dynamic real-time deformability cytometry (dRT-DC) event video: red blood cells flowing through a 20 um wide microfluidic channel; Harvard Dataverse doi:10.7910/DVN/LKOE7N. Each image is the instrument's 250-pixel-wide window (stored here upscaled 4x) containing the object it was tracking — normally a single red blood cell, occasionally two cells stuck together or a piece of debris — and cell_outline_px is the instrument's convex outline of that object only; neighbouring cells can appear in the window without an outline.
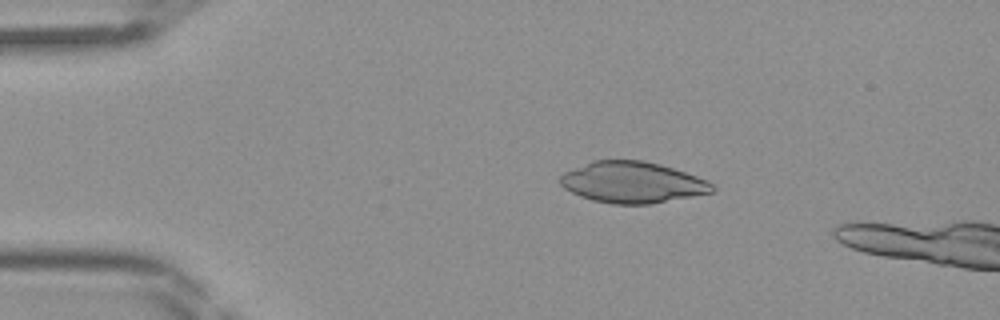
{"species": "Egyptian fruit bat (a non-hibernating species)", "species_latin": "Rousettus aegyptiacus", "temperature_condition": "room temperature", "stored_images_in_passage": 40, "camera_frame_rate_fps": 3000, "um_per_image_px": 0.085, "frame": {"image": 1, "passage_image": 7, "time_ms": 2.0, "image_size_px": [1000, 320], "cell_outline_px": [[716, 188], [712, 192], [692, 196], [648, 204], [612, 204], [592, 200], [580, 196], [564, 188], [560, 184], [560, 176], [564, 172], [592, 160], [644, 160], [660, 164], [708, 180]], "centroid_in_image_um": [53.73, 15.49], "position_along_channel_um": 31.3, "area_um2": 36.36}}
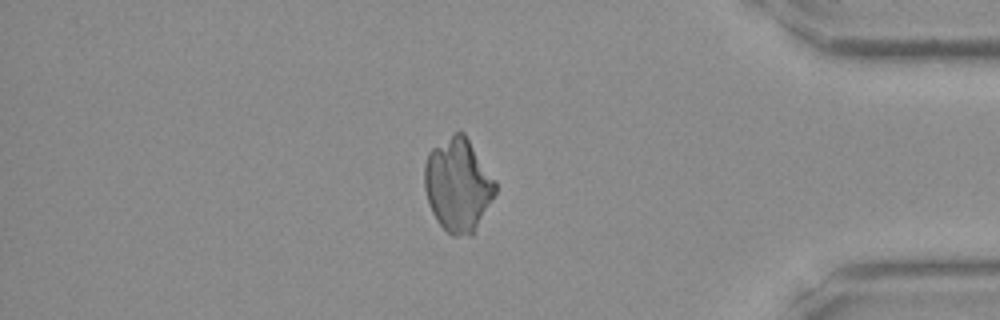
{"frame": {"image": 2, "passage_image": 36, "time_ms": 11.667, "image_size_px": [1000, 320], "cell_outline_px": [[496, 192], [492, 200], [472, 236], [452, 236], [436, 220], [432, 212], [424, 188], [424, 164], [428, 152], [432, 148], [456, 132], [464, 132], [496, 180]], "centroid_in_image_um": [38.93, 15.72], "position_along_channel_um": 396.3, "area_um2": 38.55}}